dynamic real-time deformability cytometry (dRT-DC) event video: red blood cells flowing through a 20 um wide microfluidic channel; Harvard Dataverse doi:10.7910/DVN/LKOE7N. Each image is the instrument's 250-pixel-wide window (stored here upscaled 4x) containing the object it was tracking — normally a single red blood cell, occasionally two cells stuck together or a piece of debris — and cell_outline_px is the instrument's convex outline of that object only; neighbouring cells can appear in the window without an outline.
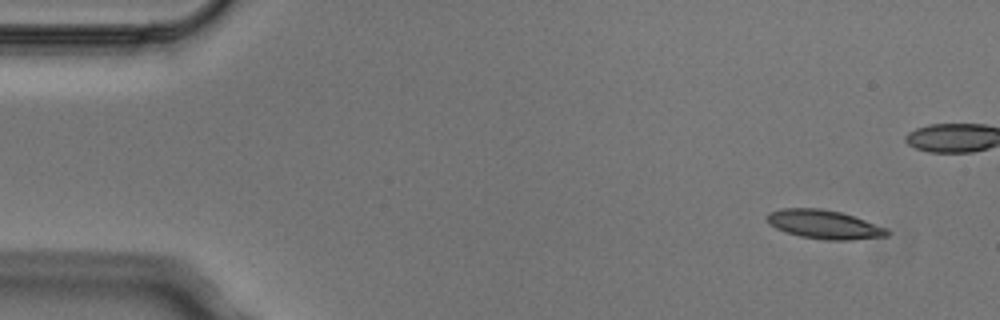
{"species": "Egyptian fruit bat (a non-hibernating species)", "species_latin": "Rousettus aegyptiacus", "temperature_condition": "cold", "stored_images_in_passage": 5, "camera_frame_rate_fps": 3000, "um_per_image_px": 0.085, "animal": {"sex": "male"}, "frame": {"image": 1, "passage_image": 1, "time_ms": 0.0, "image_size_px": [1000, 320], "cell_outline_px": [[892, 232], [888, 236], [852, 240], [824, 240], [800, 236], [784, 232], [768, 224], [768, 212], [780, 208], [820, 208], [840, 212], [888, 228]], "centroid_in_image_um": [70.06, 19.08], "position_along_channel_um": 14.9, "area_um2": 20.29}}
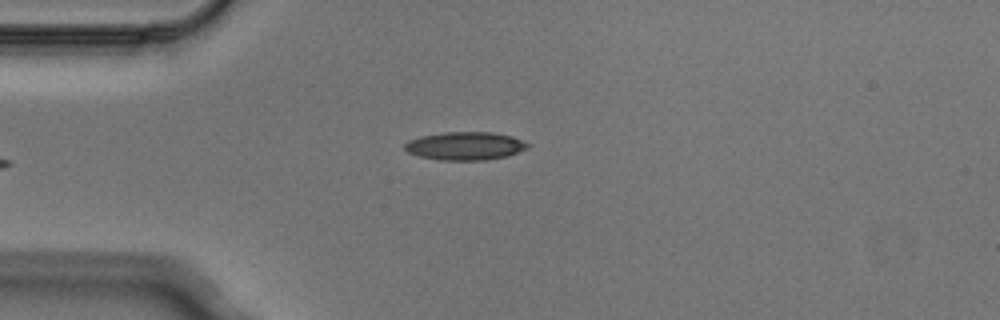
{"frame": {"image": 2, "passage_image": 5, "time_ms": 1.333, "image_size_px": [1000, 320], "cell_outline_px": [[532, 144], [528, 148], [508, 156], [488, 160], [440, 160], [420, 156], [408, 152], [404, 148], [404, 144], [408, 140], [420, 136], [444, 132], [492, 132], [512, 136], [524, 140]], "centroid_in_image_um": [39.58, 12.4], "position_along_channel_um": 45.4, "area_um2": 20.4}}